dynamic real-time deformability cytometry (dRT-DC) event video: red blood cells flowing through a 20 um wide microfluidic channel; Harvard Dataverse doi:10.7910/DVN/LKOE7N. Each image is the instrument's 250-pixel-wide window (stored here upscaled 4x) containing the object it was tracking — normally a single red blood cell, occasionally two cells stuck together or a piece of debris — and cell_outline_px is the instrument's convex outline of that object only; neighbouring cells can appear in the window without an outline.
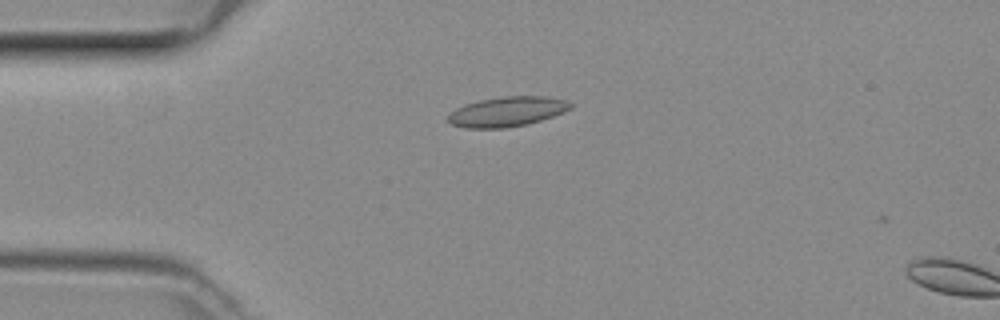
{"species": "common noctule bat (a hibernating species)", "species_latin": "Nyctalus noctula", "temperature_condition": "room temperature", "stored_images_in_passage": 3, "camera_frame_rate_fps": 3000, "um_per_image_px": 0.085, "animal": {"sex": "female", "body_mass_g": 29.2, "forearm_length_mm": 56.3}, "frame": {"image": 1, "passage_image": 1, "time_ms": 0.0, "image_size_px": [1000, 320], "cell_outline_px": [[572, 108], [564, 112], [528, 124], [504, 128], [464, 128], [452, 124], [448, 120], [448, 116], [456, 108], [464, 104], [480, 100], [504, 96], [544, 96], [564, 100], [572, 104]], "centroid_in_image_um": [43.09, 9.49], "position_along_channel_um": 41.9, "area_um2": 21.15}}